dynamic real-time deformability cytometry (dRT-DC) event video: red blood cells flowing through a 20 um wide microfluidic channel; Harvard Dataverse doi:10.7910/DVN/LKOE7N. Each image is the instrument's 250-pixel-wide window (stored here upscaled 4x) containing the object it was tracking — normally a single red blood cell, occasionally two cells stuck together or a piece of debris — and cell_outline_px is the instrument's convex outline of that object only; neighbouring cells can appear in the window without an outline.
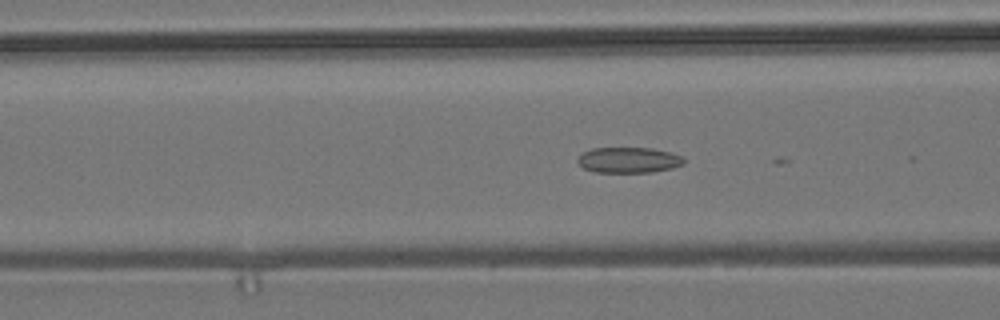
{"species": "common noctule bat (a hibernating species)", "species_latin": "Nyctalus noctula", "temperature_condition": "room temperature", "stored_images_in_passage": 7, "camera_frame_rate_fps": 3000, "um_per_image_px": 0.085, "animal": {"sex": "male", "body_mass_g": 19.2, "forearm_length_mm": 51.8}, "frame": {"image": 1, "passage_image": 4, "time_ms": 1.0, "image_size_px": [1000, 320], "cell_outline_px": [[684, 164], [672, 168], [652, 172], [596, 172], [584, 168], [576, 160], [584, 152], [592, 148], [652, 148], [668, 152], [680, 156], [684, 160]], "centroid_in_image_um": [53.43, 13.6], "position_along_channel_um": 113.2, "area_um2": 15.66}}